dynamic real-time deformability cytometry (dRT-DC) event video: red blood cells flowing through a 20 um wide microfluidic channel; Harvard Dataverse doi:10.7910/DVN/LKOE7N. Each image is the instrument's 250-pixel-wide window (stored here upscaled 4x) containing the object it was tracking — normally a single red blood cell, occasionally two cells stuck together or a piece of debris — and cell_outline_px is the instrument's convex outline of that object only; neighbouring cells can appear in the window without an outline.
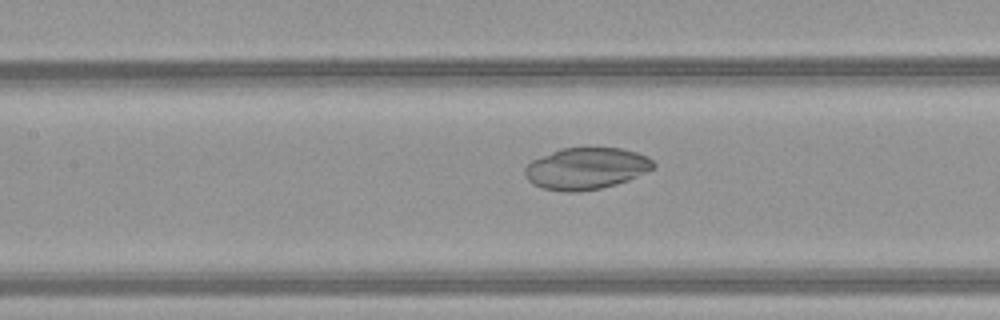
{"species": "common noctule bat (a hibernating species)", "species_latin": "Nyctalus noctula", "temperature_condition": "warm", "stored_images_in_passage": 51, "camera_frame_rate_fps": 3000, "um_per_image_px": 0.085, "animal": {"sex": "female", "body_mass_g": 21.9}, "frame": {"image": 1, "passage_image": 25, "time_ms": 8.0, "image_size_px": [1000, 320], "cell_outline_px": [[656, 168], [628, 180], [616, 184], [600, 188], [576, 192], [568, 192], [544, 188], [532, 184], [524, 176], [524, 168], [532, 160], [560, 148], [620, 148], [636, 152], [648, 156], [656, 164]], "centroid_in_image_um": [49.83, 14.32], "position_along_channel_um": 157.6, "area_um2": 31.27}}
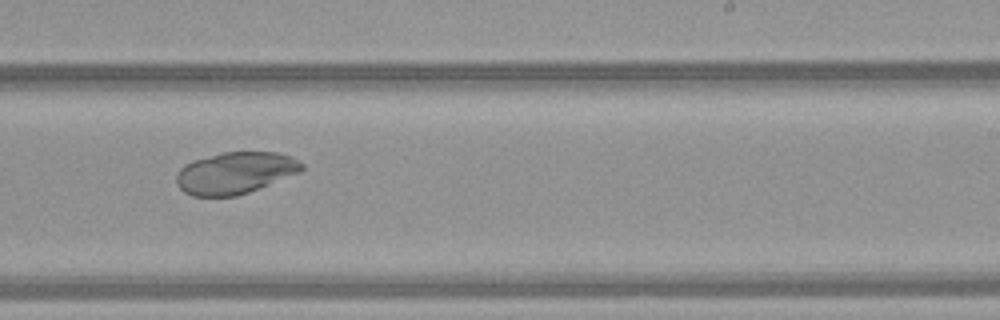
{"frame": {"image": 2, "passage_image": 33, "time_ms": 10.667, "image_size_px": [1000, 320], "cell_outline_px": [[304, 168], [300, 172], [248, 192], [236, 196], [192, 196], [184, 192], [176, 184], [176, 172], [184, 164], [192, 160], [224, 152], [276, 152], [288, 156], [304, 164]], "centroid_in_image_um": [19.94, 14.7], "position_along_channel_um": 269.1, "area_um2": 30.4}}
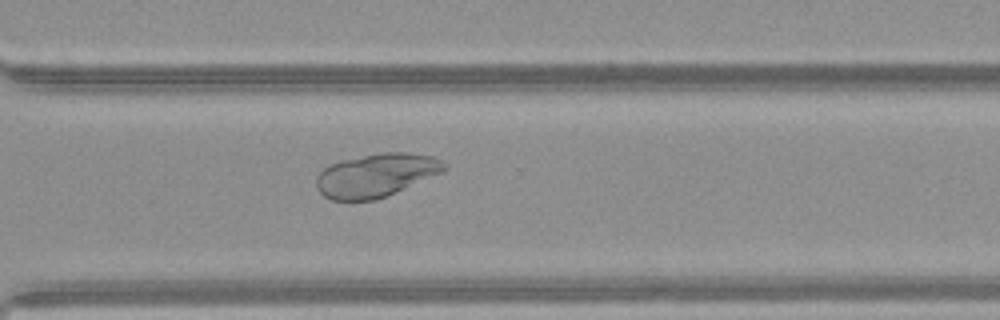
{"frame": {"image": 3, "passage_image": 38, "time_ms": 12.333, "image_size_px": [1000, 320], "cell_outline_px": [[448, 168], [444, 172], [376, 200], [332, 200], [324, 196], [316, 188], [316, 176], [328, 164], [340, 160], [380, 152], [408, 152], [436, 156]], "centroid_in_image_um": [31.97, 14.88], "position_along_channel_um": 338.6, "area_um2": 32.6}}